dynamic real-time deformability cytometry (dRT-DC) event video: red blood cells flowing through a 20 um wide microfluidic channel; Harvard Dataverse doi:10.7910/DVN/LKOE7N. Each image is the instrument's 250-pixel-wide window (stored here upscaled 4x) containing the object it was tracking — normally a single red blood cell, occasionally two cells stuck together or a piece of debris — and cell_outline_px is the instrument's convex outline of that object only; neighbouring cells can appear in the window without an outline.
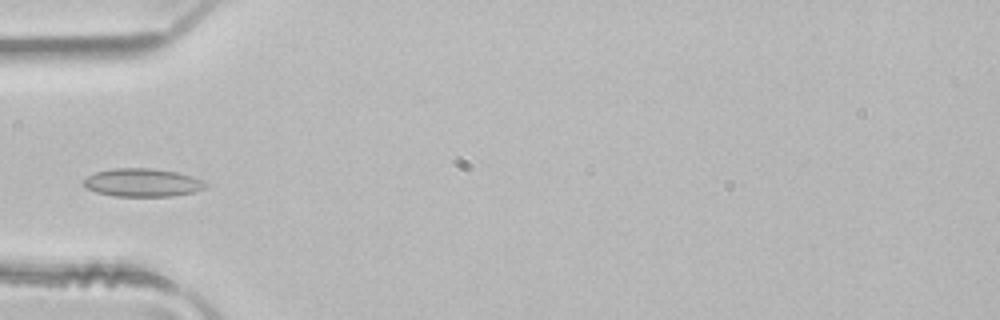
{"species": "common noctule bat (a hibernating species)", "species_latin": "Nyctalus noctula", "temperature_condition": "room temperature", "stored_images_in_passage": 4, "camera_frame_rate_fps": 3000, "um_per_image_px": 0.085, "animal": {"sex": "male", "body_mass_g": 21.5, "forearm_length_mm": 52.0}, "frame": {"image": 1, "passage_image": 4, "time_ms": 1.0, "image_size_px": [1000, 320], "cell_outline_px": [[208, 184], [204, 188], [192, 192], [172, 196], [116, 196], [96, 192], [88, 188], [84, 184], [84, 180], [88, 176], [96, 172], [112, 168], [152, 168], [176, 172], [192, 176], [204, 180]], "centroid_in_image_um": [12.13, 15.51], "position_along_channel_um": 72.9, "area_um2": 19.88}}